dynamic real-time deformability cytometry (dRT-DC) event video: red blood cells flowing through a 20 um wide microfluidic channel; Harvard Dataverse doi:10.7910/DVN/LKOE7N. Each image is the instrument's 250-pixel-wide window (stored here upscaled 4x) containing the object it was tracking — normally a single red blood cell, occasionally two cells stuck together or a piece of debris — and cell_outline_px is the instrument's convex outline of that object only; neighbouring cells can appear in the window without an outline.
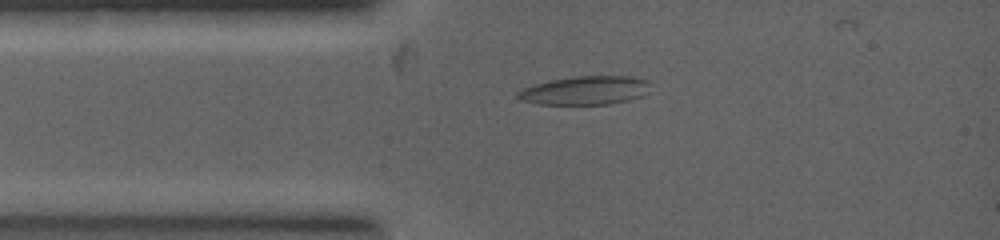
{"species": "common noctule bat (a hibernating species)", "species_latin": "Nyctalus noctula", "temperature_condition": "warm", "stored_images_in_passage": 2, "camera_frame_rate_fps": 5000, "um_per_image_px": 0.085, "animal": {"sex": "female", "body_mass_g": 19.0, "forearm_length_mm": 53.3}, "frame": {"image": 1, "passage_image": 2, "time_ms": 1.0, "image_size_px": [1000, 240], "cell_outline_px": [[648, 80], [640, 96], [628, 100], [608, 104], [540, 104], [520, 100], [516, 96], [516, 92], [524, 88], [536, 84], [552, 80], [576, 76], [632, 76]], "centroid_in_image_um": [49.65, 7.68], "position_along_channel_um": 35.3, "area_um2": 21.56}}